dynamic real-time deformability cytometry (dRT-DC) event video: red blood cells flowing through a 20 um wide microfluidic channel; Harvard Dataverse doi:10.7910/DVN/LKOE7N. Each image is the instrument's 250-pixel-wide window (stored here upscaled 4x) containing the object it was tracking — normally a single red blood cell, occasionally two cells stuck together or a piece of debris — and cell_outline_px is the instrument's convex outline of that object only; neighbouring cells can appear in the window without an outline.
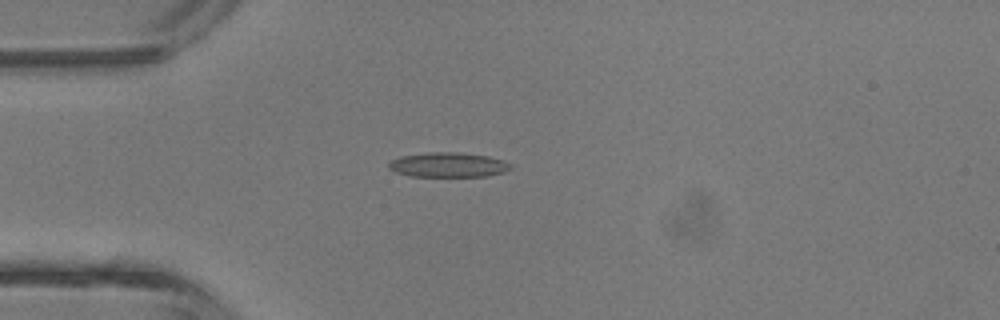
{"species": "common noctule bat (a hibernating species)", "species_latin": "Nyctalus noctula", "temperature_condition": "room temperature", "stored_images_in_passage": 4, "camera_frame_rate_fps": 3000, "um_per_image_px": 0.085, "animal": {"sex": "male", "body_mass_g": 13.3}, "frame": {"image": 1, "passage_image": 3, "time_ms": 2.333, "image_size_px": [1000, 320], "cell_outline_px": [[512, 168], [504, 172], [488, 176], [408, 176], [396, 172], [388, 168], [388, 164], [392, 160], [400, 156], [428, 152], [456, 152], [488, 156], [504, 160], [512, 164]], "centroid_in_image_um": [38.11, 14.01], "position_along_channel_um": 46.9, "area_um2": 17.63}}
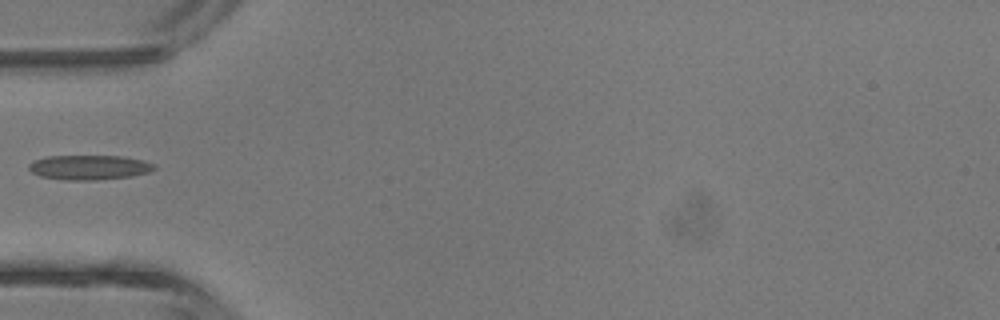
{"frame": {"image": 2, "passage_image": 4, "time_ms": 3.333, "image_size_px": [1000, 320], "cell_outline_px": [[156, 168], [148, 172], [132, 176], [96, 180], [64, 180], [40, 176], [32, 172], [28, 168], [28, 164], [36, 160], [48, 156], [120, 156], [144, 160], [156, 164]], "centroid_in_image_um": [7.6, 14.23], "position_along_channel_um": 77.4, "area_um2": 18.03}}